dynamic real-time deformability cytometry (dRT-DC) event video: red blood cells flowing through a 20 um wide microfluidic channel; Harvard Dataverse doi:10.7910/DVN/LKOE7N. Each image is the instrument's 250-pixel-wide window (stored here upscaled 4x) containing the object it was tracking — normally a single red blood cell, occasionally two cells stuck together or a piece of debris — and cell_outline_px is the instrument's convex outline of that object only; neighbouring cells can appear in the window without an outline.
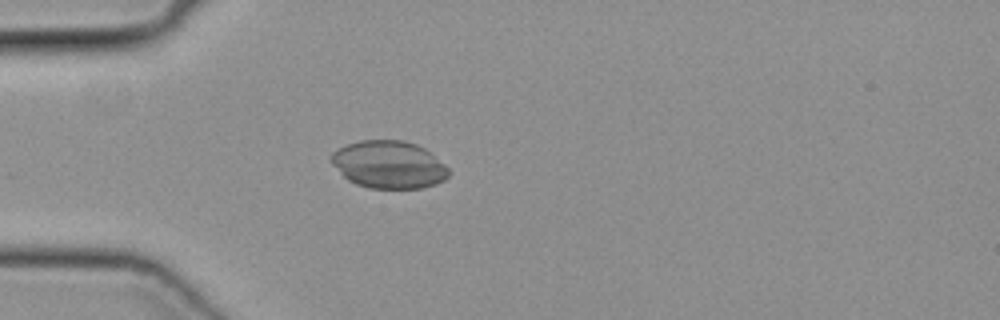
{"species": "common noctule bat (a hibernating species)", "species_latin": "Nyctalus noctula", "temperature_condition": "cold", "stored_images_in_passage": 41, "camera_frame_rate_fps": 3000, "um_per_image_px": 0.085, "animal": {"sex": "female", "body_mass_g": 19.3, "forearm_length_mm": 54.1}, "frame": {"image": 1, "passage_image": 6, "time_ms": 1.667, "image_size_px": [1000, 320], "cell_outline_px": [[452, 172], [444, 180], [436, 184], [420, 188], [368, 188], [356, 184], [348, 180], [332, 164], [332, 152], [348, 144], [360, 140], [400, 140], [416, 144], [424, 148], [444, 164]], "centroid_in_image_um": [33.07, 14.0], "position_along_channel_um": 51.9, "area_um2": 32.37}}
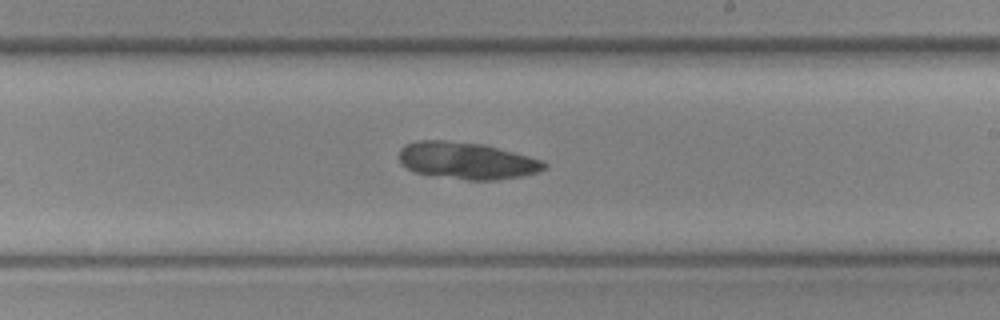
{"frame": {"image": 2, "passage_image": 21, "time_ms": 6.667, "image_size_px": [1000, 320], "cell_outline_px": [[548, 168], [540, 172], [524, 176], [496, 180], [468, 180], [432, 176], [416, 172], [400, 164], [400, 148], [404, 144], [416, 140], [444, 140], [480, 144], [512, 152], [540, 160], [548, 164]], "centroid_in_image_um": [39.65, 13.67], "position_along_channel_um": 249.3, "area_um2": 31.27}}
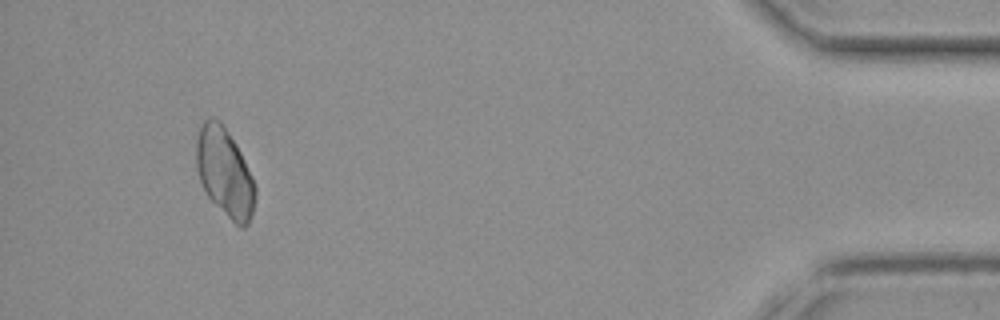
{"frame": {"image": 3, "passage_image": 38, "time_ms": 12.333, "image_size_px": [1000, 320], "cell_outline_px": [[256, 196], [252, 212], [248, 224], [244, 228], [240, 228], [208, 196], [200, 180], [196, 168], [196, 140], [200, 124], [208, 116], [212, 116], [220, 120], [236, 144], [252, 176], [256, 188]], "centroid_in_image_um": [19.09, 14.61], "position_along_channel_um": 416.1, "area_um2": 30.29}}